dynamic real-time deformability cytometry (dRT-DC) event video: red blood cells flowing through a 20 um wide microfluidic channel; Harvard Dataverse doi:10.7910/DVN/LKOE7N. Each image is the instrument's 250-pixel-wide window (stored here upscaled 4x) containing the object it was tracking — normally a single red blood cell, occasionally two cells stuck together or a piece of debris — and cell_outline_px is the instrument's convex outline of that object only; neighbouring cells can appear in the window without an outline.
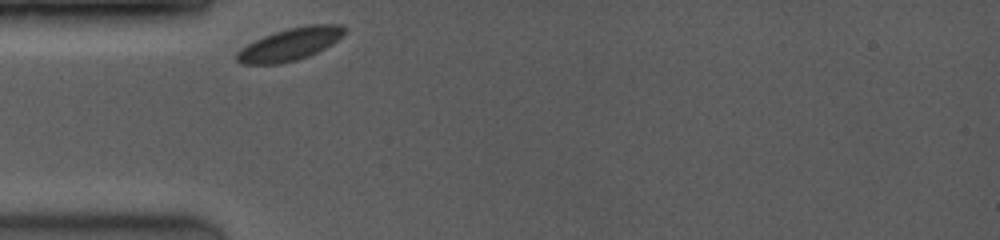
{"species": "common noctule bat (a hibernating species)", "species_latin": "Nyctalus noctula", "temperature_condition": "room temperature", "stored_images_in_passage": 5, "camera_frame_rate_fps": 4000, "um_per_image_px": 0.085, "animal": {"sex": "female", "body_mass_g": 19.0, "forearm_length_mm": 53.3}, "frame": {"image": 1, "passage_image": 1, "time_ms": 0.0, "image_size_px": [1000, 240], "cell_outline_px": [[348, 28], [336, 40], [324, 48], [308, 56], [296, 60], [280, 64], [244, 64], [236, 60], [236, 52], [240, 48], [264, 36], [288, 28], [308, 24], [344, 24]], "centroid_in_image_um": [24.65, 3.75], "position_along_channel_um": 60.4, "area_um2": 20.17}}